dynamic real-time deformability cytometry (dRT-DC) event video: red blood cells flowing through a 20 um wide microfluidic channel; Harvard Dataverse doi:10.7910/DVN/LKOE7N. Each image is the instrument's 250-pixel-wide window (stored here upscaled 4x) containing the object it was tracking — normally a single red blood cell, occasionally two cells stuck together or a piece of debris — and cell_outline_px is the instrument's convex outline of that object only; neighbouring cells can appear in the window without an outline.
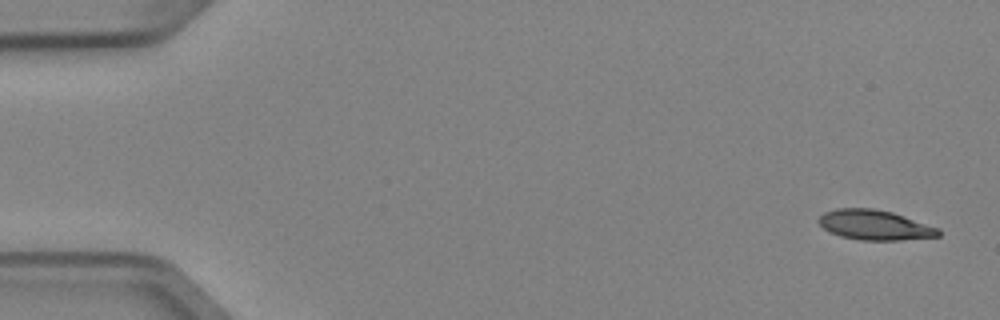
{"species": "Egyptian fruit bat (a non-hibernating species)", "species_latin": "Rousettus aegyptiacus", "temperature_condition": "cold", "stored_images_in_passage": 7, "camera_frame_rate_fps": 3000, "um_per_image_px": 0.085, "animal": {"sex": "female"}, "frame": {"image": 1, "passage_image": 1, "time_ms": 0.0, "image_size_px": [1000, 320], "cell_outline_px": [[940, 236], [900, 240], [860, 240], [840, 236], [824, 228], [816, 220], [824, 212], [836, 208], [872, 208], [892, 212], [940, 228]], "centroid_in_image_um": [74.35, 19.12], "position_along_channel_um": 10.6, "area_um2": 20.87}}
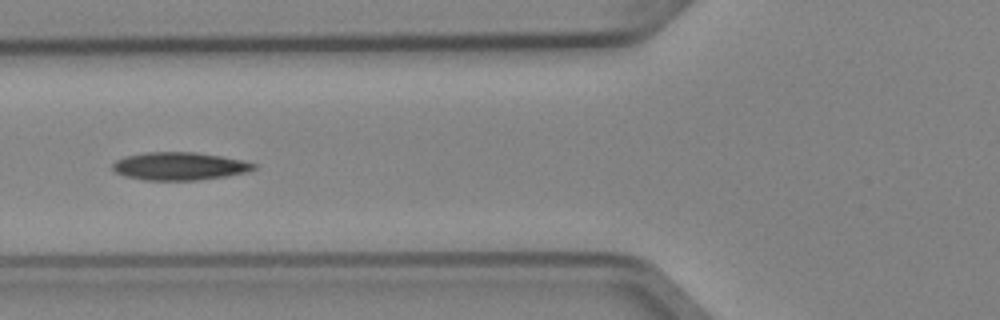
{"frame": {"image": 2, "passage_image": 6, "time_ms": 1.667, "image_size_px": [1000, 320], "cell_outline_px": [[256, 168], [244, 172], [224, 176], [196, 180], [144, 180], [124, 176], [116, 172], [112, 168], [112, 164], [116, 160], [124, 156], [148, 152], [196, 152], [220, 156], [240, 160], [256, 164]], "centroid_in_image_um": [15.19, 14.12], "position_along_channel_um": 110.6, "area_um2": 22.72}}
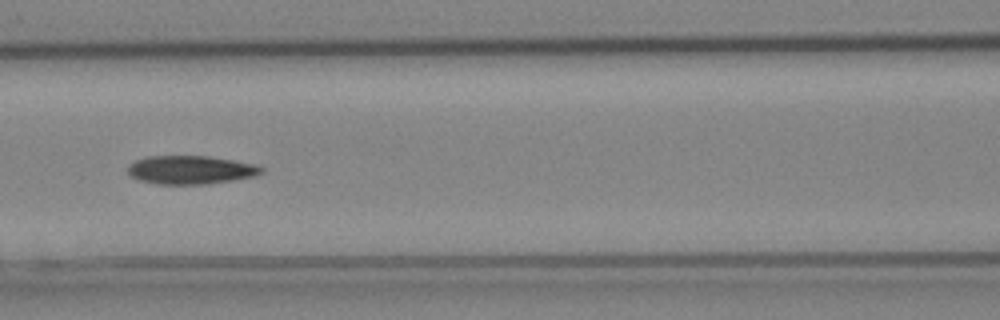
{"frame": {"image": 3, "passage_image": 7, "time_ms": 2.0, "image_size_px": [1000, 320], "cell_outline_px": [[264, 172], [252, 176], [232, 180], [208, 184], [156, 184], [140, 180], [132, 176], [128, 172], [128, 164], [144, 156], [208, 156], [256, 164], [264, 168]], "centroid_in_image_um": [16.19, 14.43], "position_along_channel_um": 150.4, "area_um2": 22.14}}